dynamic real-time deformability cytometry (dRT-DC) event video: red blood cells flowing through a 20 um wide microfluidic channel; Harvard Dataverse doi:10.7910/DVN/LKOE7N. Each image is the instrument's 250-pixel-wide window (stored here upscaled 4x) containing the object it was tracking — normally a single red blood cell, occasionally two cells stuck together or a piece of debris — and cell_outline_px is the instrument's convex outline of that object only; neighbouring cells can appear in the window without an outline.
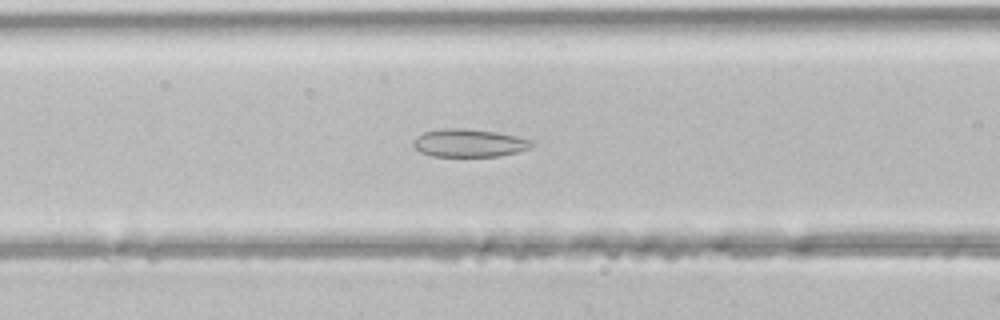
{"species": "common noctule bat (a hibernating species)", "species_latin": "Nyctalus noctula", "temperature_condition": "room temperature", "stored_images_in_passage": 47, "segment_of_instrument_passage": [1, 2], "camera_frame_rate_fps": 3000, "um_per_image_px": 0.085, "animal": {"sex": "male", "body_mass_g": 21.5, "forearm_length_mm": 52.0}, "frame": {"image": 1, "passage_image": 19, "time_ms": 6.0, "image_size_px": [1000, 320], "cell_outline_px": [[532, 144], [528, 148], [516, 152], [500, 156], [432, 156], [420, 152], [412, 144], [412, 140], [416, 136], [424, 132], [440, 128], [464, 128], [496, 132], [516, 136], [532, 140]], "centroid_in_image_um": [39.81, 12.15], "position_along_channel_um": 126.8, "area_um2": 19.25}}
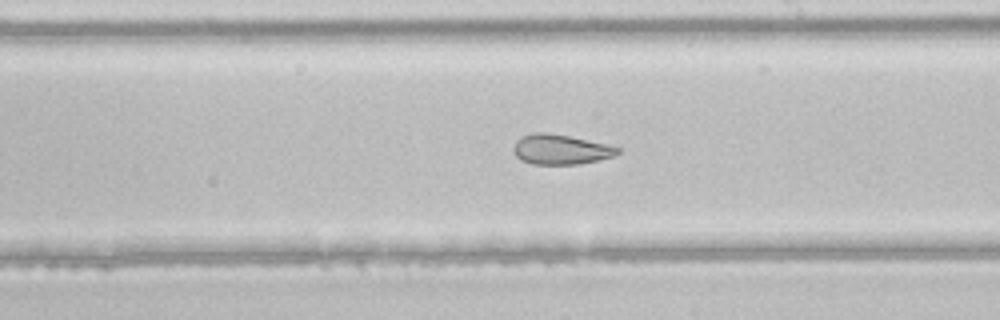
{"frame": {"image": 2, "passage_image": 27, "time_ms": 8.667, "image_size_px": [1000, 320], "cell_outline_px": [[620, 152], [616, 156], [576, 164], [532, 164], [520, 160], [512, 152], [512, 148], [516, 140], [520, 136], [532, 132], [544, 132], [568, 136], [608, 144], [620, 148]], "centroid_in_image_um": [47.61, 12.69], "position_along_channel_um": 241.4, "area_um2": 18.32}}
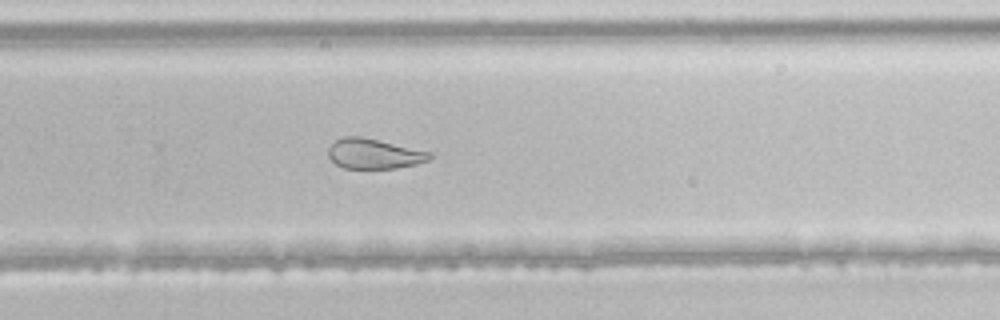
{"frame": {"image": 3, "passage_image": 31, "time_ms": 10.0, "image_size_px": [1000, 320], "cell_outline_px": [[432, 156], [428, 160], [416, 164], [396, 168], [344, 168], [336, 164], [328, 156], [328, 148], [336, 140], [344, 136], [360, 136], [432, 152]], "centroid_in_image_um": [31.78, 13.07], "position_along_channel_um": 298.0, "area_um2": 17.63}}